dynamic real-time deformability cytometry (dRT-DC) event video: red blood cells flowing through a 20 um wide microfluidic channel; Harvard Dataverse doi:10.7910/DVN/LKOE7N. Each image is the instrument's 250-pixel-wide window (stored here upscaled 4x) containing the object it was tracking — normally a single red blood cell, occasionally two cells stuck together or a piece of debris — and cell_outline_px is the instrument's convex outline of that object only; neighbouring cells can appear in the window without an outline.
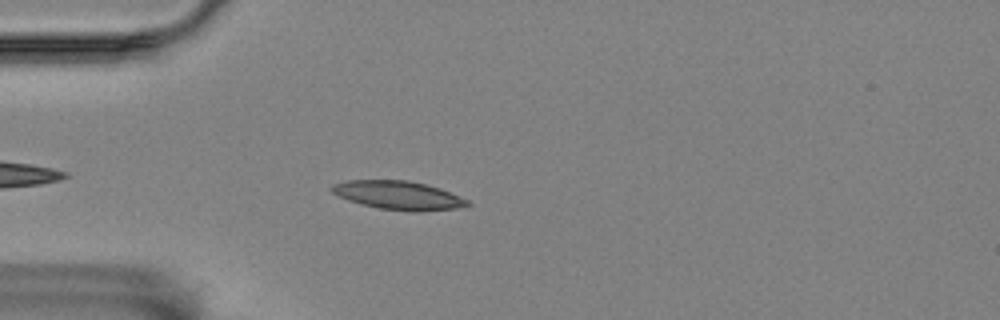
{"species": "Egyptian fruit bat (a non-hibernating species)", "species_latin": "Rousettus aegyptiacus", "temperature_condition": "room temperature", "stored_images_in_passage": 5, "camera_frame_rate_fps": 3000, "um_per_image_px": 0.085, "animal": {"sex": "female"}, "frame": {"image": 1, "passage_image": 4, "time_ms": 3.667, "image_size_px": [1000, 320], "cell_outline_px": [[472, 204], [456, 208], [420, 212], [412, 212], [380, 208], [360, 204], [348, 200], [332, 192], [328, 188], [332, 184], [348, 180], [408, 180], [440, 188], [468, 200]], "centroid_in_image_um": [33.84, 16.6], "position_along_channel_um": 51.2, "area_um2": 22.6}}